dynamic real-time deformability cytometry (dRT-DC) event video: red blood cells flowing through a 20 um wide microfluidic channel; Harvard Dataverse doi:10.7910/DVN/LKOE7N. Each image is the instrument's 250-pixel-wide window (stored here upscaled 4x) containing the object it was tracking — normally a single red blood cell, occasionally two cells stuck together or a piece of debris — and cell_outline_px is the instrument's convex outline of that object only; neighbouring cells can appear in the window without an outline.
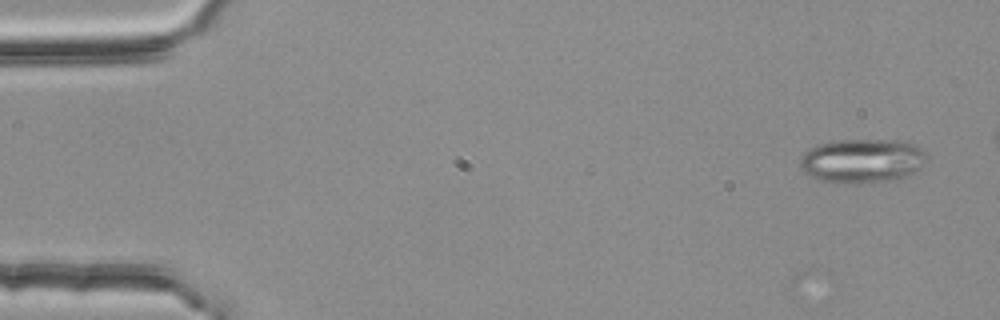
{"species": "common noctule bat (a hibernating species)", "species_latin": "Nyctalus noctula", "temperature_condition": "room temperature", "stored_images_in_passage": 3, "camera_frame_rate_fps": 3000, "um_per_image_px": 0.085, "animal": {"sex": "female", "body_mass_g": 25.1}, "frame": {"image": 1, "passage_image": 3, "time_ms": 0.667, "image_size_px": [1000, 320], "cell_outline_px": [[928, 160], [920, 168], [908, 176], [900, 180], [824, 180], [812, 176], [804, 172], [800, 168], [800, 160], [804, 152], [816, 144], [836, 140], [904, 140], [916, 144], [928, 156]], "centroid_in_image_um": [73.36, 13.6], "position_along_channel_um": 11.6, "area_um2": 31.96}}